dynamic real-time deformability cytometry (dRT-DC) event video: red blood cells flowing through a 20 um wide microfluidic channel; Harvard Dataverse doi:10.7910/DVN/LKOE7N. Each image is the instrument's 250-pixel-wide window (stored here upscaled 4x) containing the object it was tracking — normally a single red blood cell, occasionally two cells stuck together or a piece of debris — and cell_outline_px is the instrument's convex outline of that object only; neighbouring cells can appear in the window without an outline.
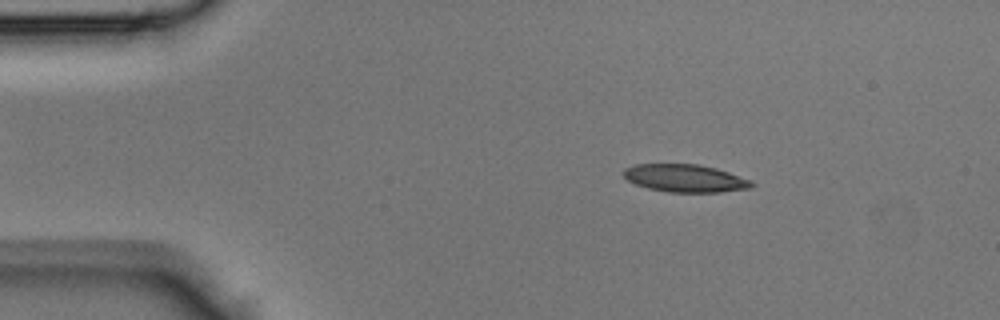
{"species": "Egyptian fruit bat (a non-hibernating species)", "species_latin": "Rousettus aegyptiacus", "temperature_condition": "room temperature", "stored_images_in_passage": 42, "camera_frame_rate_fps": 3000, "um_per_image_px": 0.085, "animal": {"sex": "male"}, "frame": {"image": 1, "passage_image": 6, "time_ms": 1.667, "image_size_px": [1000, 320], "cell_outline_px": [[756, 184], [752, 188], [720, 192], [668, 192], [648, 188], [636, 184], [628, 180], [624, 176], [624, 168], [632, 164], [700, 164], [716, 168], [752, 180]], "centroid_in_image_um": [58.26, 15.15], "position_along_channel_um": 26.7, "area_um2": 20.81}}
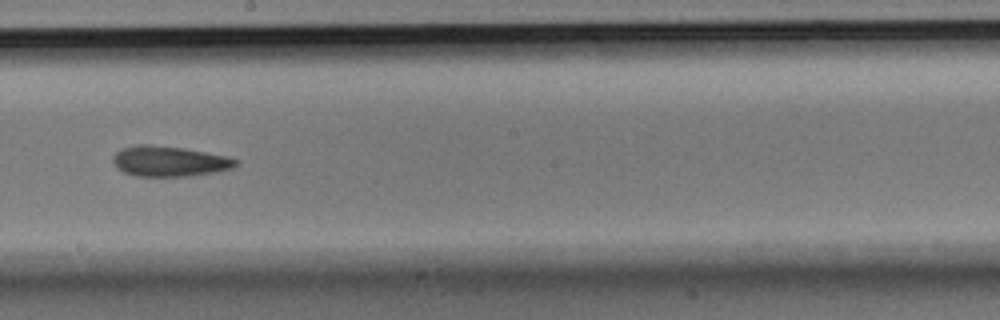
{"frame": {"image": 2, "passage_image": 23, "time_ms": 7.333, "image_size_px": [1000, 320], "cell_outline_px": [[240, 164], [232, 168], [216, 172], [188, 176], [136, 176], [124, 172], [112, 160], [112, 156], [120, 148], [136, 144], [152, 144], [184, 148], [228, 156], [240, 160]], "centroid_in_image_um": [14.43, 13.69], "position_along_channel_um": 233.8, "area_um2": 21.96}}
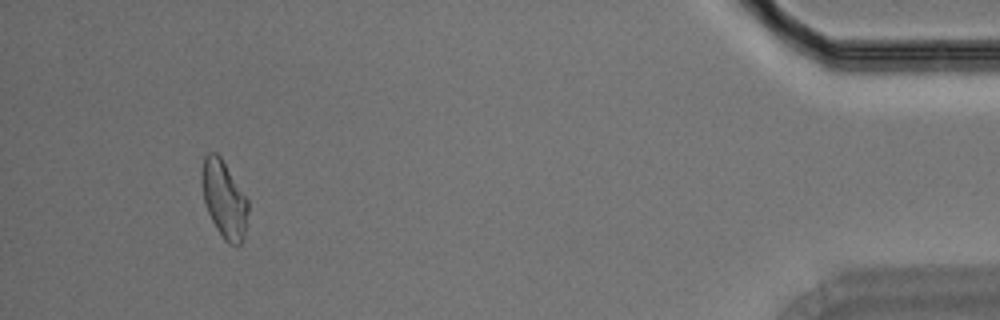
{"frame": {"image": 3, "passage_image": 39, "time_ms": 12.667, "image_size_px": [1000, 320], "cell_outline_px": [[248, 212], [244, 236], [240, 244], [228, 244], [224, 240], [216, 228], [208, 212], [204, 200], [200, 180], [200, 172], [204, 156], [208, 152], [216, 152], [220, 156], [248, 200]], "centroid_in_image_um": [19.02, 16.91], "position_along_channel_um": 416.2, "area_um2": 20.81}}